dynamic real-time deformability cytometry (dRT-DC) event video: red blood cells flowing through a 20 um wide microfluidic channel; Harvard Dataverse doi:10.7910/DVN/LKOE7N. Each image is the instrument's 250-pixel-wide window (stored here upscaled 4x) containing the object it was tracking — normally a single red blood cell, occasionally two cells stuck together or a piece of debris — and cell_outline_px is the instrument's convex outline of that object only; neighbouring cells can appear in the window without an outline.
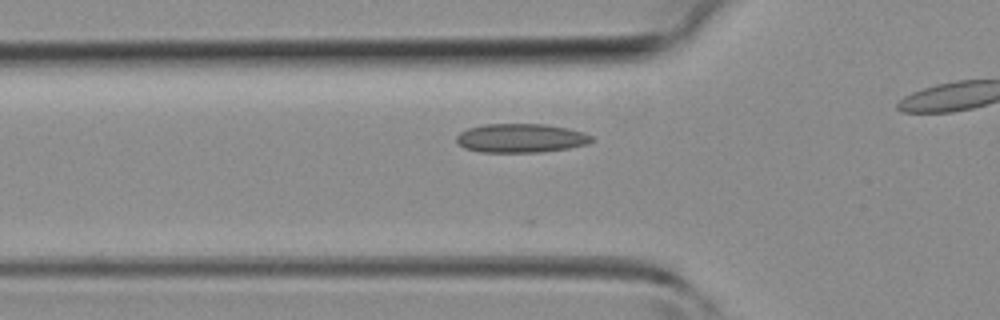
{"species": "common noctule bat (a hibernating species)", "species_latin": "Nyctalus noctula", "temperature_condition": "room temperature", "stored_images_in_passage": 29, "camera_frame_rate_fps": 3000, "um_per_image_px": 0.085, "animal": {"sex": "female", "body_mass_g": 19.3, "forearm_length_mm": 54.1}, "frame": {"image": 1, "passage_image": 8, "time_ms": 2.333, "image_size_px": [1000, 320], "cell_outline_px": [[596, 140], [588, 144], [568, 148], [540, 152], [480, 152], [464, 148], [456, 140], [456, 136], [460, 132], [468, 128], [484, 124], [544, 124], [568, 128], [584, 132], [592, 136]], "centroid_in_image_um": [44.3, 11.74], "position_along_channel_um": 81.5, "area_um2": 22.89}}
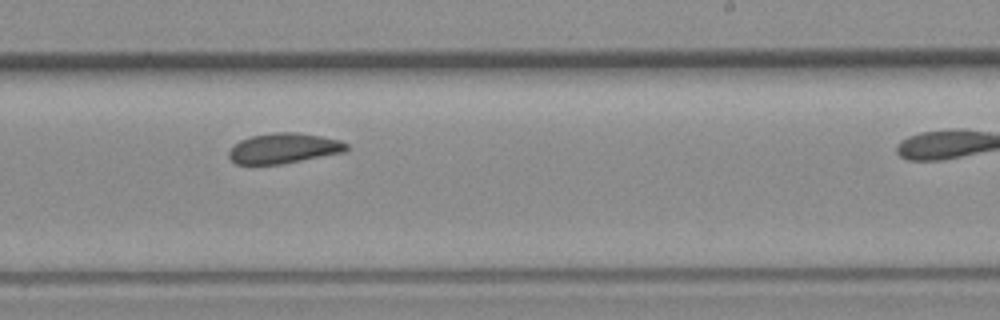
{"frame": {"image": 2, "passage_image": 20, "time_ms": 6.333, "image_size_px": [1000, 320], "cell_outline_px": [[348, 148], [344, 152], [280, 164], [236, 164], [228, 156], [228, 152], [240, 140], [252, 136], [272, 132], [296, 132], [320, 136], [340, 140], [348, 144]], "centroid_in_image_um": [24.12, 12.6], "position_along_channel_um": 264.9, "area_um2": 20.52}}
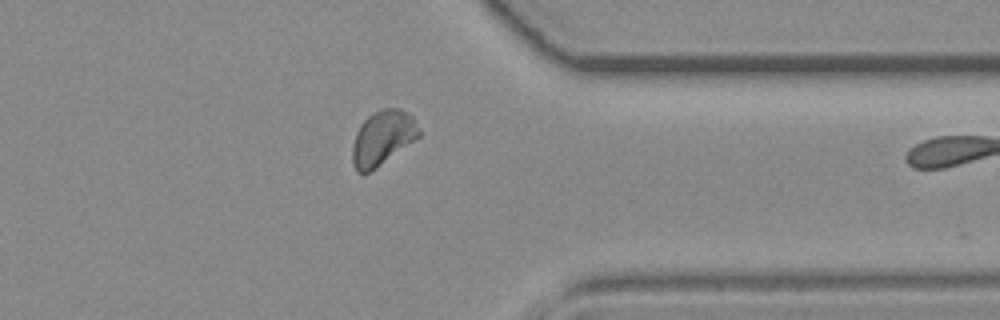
{"frame": {"image": 3, "passage_image": 28, "time_ms": 9.0, "image_size_px": [1000, 320], "cell_outline_px": [[420, 136], [372, 172], [356, 172], [352, 160], [352, 144], [356, 132], [360, 124], [372, 112], [384, 108], [400, 108], [412, 116], [420, 128]], "centroid_in_image_um": [32.51, 11.72], "position_along_channel_um": 378.9, "area_um2": 21.39}}